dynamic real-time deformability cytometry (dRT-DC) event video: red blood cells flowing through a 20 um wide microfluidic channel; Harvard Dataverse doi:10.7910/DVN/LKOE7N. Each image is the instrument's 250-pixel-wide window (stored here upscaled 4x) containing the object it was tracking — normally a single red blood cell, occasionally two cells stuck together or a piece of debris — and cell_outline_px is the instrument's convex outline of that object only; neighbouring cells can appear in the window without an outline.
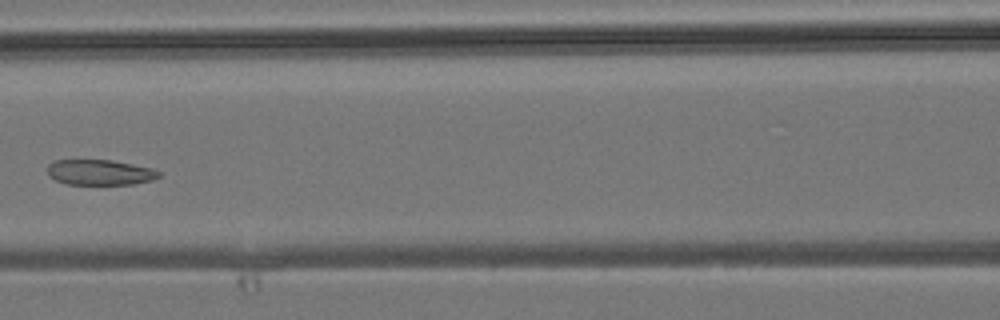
{"species": "common noctule bat (a hibernating species)", "species_latin": "Nyctalus noctula", "temperature_condition": "room temperature", "stored_images_in_passage": 7, "camera_frame_rate_fps": 3000, "um_per_image_px": 0.085, "animal": {"sex": "male", "body_mass_g": 19.2, "forearm_length_mm": 51.8}, "frame": {"image": 1, "passage_image": 6, "time_ms": 6.0, "image_size_px": [1000, 320], "cell_outline_px": [[160, 176], [152, 180], [132, 184], [64, 184], [48, 176], [48, 164], [56, 160], [112, 160], [152, 168], [160, 172]], "centroid_in_image_um": [8.47, 14.65], "position_along_channel_um": 158.1, "area_um2": 16.47}}
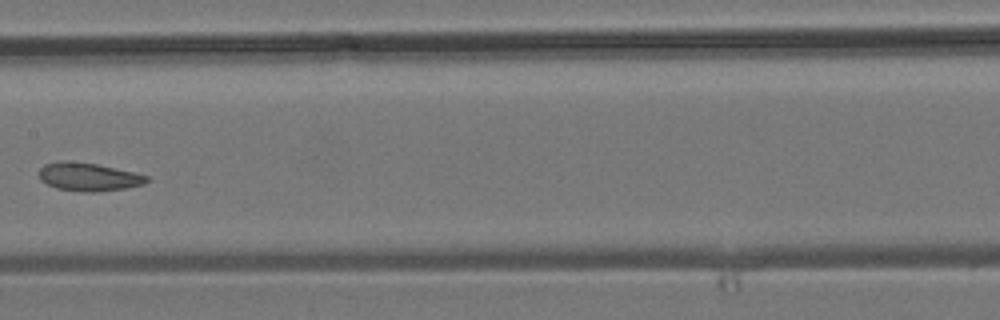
{"frame": {"image": 2, "passage_image": 7, "time_ms": 7.0, "image_size_px": [1000, 320], "cell_outline_px": [[148, 180], [144, 184], [124, 188], [96, 192], [84, 192], [56, 188], [40, 180], [40, 168], [44, 164], [64, 160], [96, 164], [132, 172], [148, 176]], "centroid_in_image_um": [7.5, 15.03], "position_along_channel_um": 199.9, "area_um2": 17.46}}